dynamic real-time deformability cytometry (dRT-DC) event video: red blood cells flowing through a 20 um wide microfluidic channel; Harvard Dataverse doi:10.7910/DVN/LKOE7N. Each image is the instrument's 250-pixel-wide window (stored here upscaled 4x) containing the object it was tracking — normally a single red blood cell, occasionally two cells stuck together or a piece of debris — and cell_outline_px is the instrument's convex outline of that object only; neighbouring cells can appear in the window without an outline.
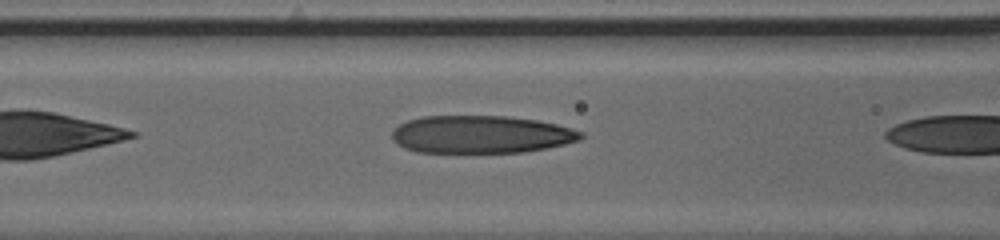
{"species": "human", "species_latin": "Homo sapiens", "temperature_condition": "cold", "stored_images_in_passage": 7, "camera_frame_rate_fps": 3000, "um_per_image_px": 0.085, "donor": {"sex": "male"}, "frame": {"image": 1, "passage_image": 6, "time_ms": 1.667, "image_size_px": [1000, 240], "cell_outline_px": [[584, 136], [580, 140], [564, 144], [524, 152], [416, 152], [404, 148], [396, 144], [392, 140], [392, 132], [400, 124], [408, 120], [420, 116], [504, 116], [536, 120], [556, 124], [572, 128], [584, 132]], "centroid_in_image_um": [40.87, 11.42], "position_along_channel_um": 125.7, "area_um2": 41.5}}